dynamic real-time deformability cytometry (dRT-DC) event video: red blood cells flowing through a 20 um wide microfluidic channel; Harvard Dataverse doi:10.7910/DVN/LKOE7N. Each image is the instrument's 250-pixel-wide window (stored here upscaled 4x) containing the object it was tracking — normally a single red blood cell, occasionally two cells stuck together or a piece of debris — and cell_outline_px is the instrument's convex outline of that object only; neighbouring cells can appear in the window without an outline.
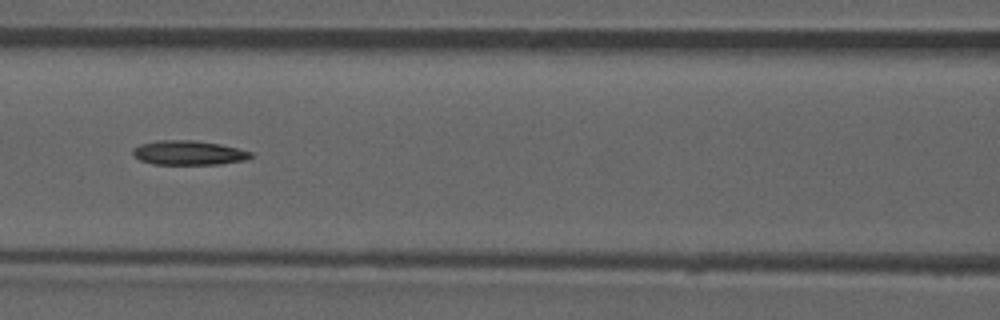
{"species": "common noctule bat (a hibernating species)", "species_latin": "Nyctalus noctula", "temperature_condition": "room temperature", "stored_images_in_passage": 52, "camera_frame_rate_fps": 3000, "um_per_image_px": 0.085, "animal": {"sex": "male", "forearm_length_mm": 52.5}, "frame": {"image": 1, "passage_image": 23, "time_ms": 7.333, "image_size_px": [1000, 320], "cell_outline_px": [[256, 156], [248, 160], [220, 164], [152, 164], [140, 160], [132, 156], [132, 148], [140, 144], [156, 140], [196, 140], [220, 144], [252, 152]], "centroid_in_image_um": [16.04, 12.99], "position_along_channel_um": 150.6, "area_um2": 17.05}}